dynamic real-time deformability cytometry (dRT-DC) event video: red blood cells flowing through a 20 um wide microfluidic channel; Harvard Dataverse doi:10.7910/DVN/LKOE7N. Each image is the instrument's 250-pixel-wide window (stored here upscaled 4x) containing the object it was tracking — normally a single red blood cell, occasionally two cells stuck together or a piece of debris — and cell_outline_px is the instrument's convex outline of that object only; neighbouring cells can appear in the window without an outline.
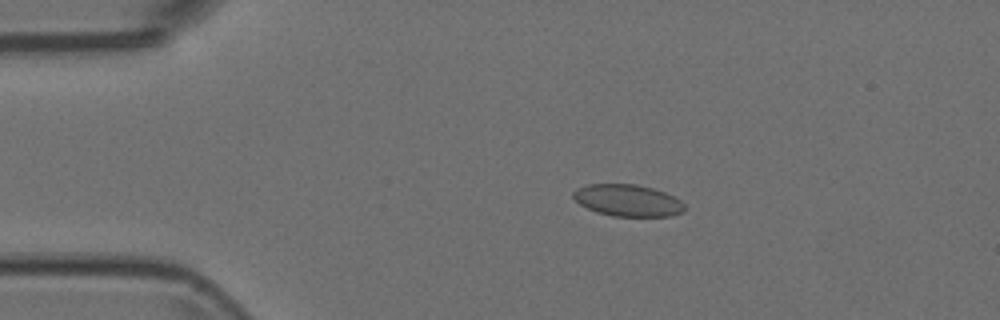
{"species": "Egyptian fruit bat (a non-hibernating species)", "species_latin": "Rousettus aegyptiacus", "temperature_condition": "room temperature", "stored_images_in_passage": 53, "camera_frame_rate_fps": 3000, "um_per_image_px": 0.085, "animal": {"sex": "female"}, "frame": {"image": 1, "passage_image": 10, "time_ms": 3.0, "image_size_px": [1000, 320], "cell_outline_px": [[684, 212], [672, 216], [612, 216], [596, 212], [580, 204], [572, 196], [572, 192], [576, 188], [588, 184], [636, 184], [652, 188], [664, 192], [680, 200], [684, 204]], "centroid_in_image_um": [53.34, 17.03], "position_along_channel_um": 31.7, "area_um2": 20.63}}
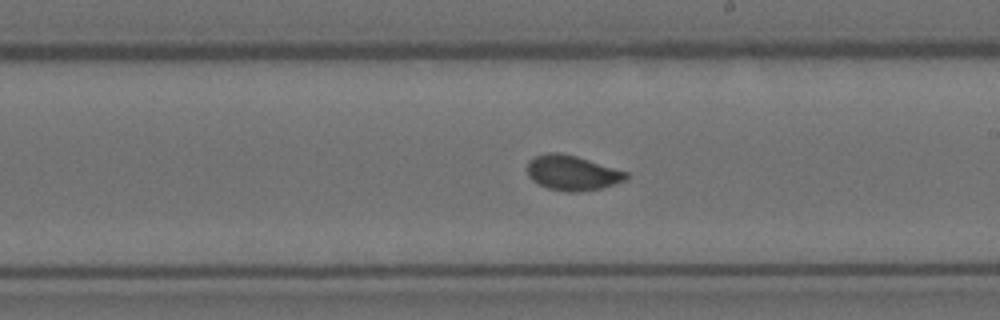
{"frame": {"image": 2, "passage_image": 30, "time_ms": 9.667, "image_size_px": [1000, 320], "cell_outline_px": [[628, 176], [624, 180], [600, 188], [576, 192], [568, 192], [548, 188], [532, 180], [528, 176], [528, 160], [536, 156], [548, 152], [560, 152], [576, 156], [628, 172]], "centroid_in_image_um": [48.61, 14.68], "position_along_channel_um": 240.4, "area_um2": 19.88}}
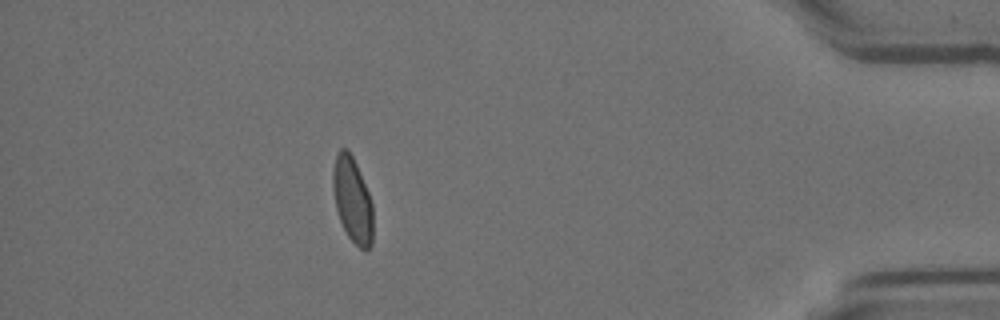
{"frame": {"image": 3, "passage_image": 47, "time_ms": 15.333, "image_size_px": [1000, 320], "cell_outline_px": [[372, 244], [364, 252], [348, 236], [340, 220], [336, 208], [332, 188], [332, 172], [336, 152], [340, 148], [348, 148], [356, 164], [368, 192], [372, 204]], "centroid_in_image_um": [29.93, 16.96], "position_along_channel_um": 405.3, "area_um2": 19.88}}